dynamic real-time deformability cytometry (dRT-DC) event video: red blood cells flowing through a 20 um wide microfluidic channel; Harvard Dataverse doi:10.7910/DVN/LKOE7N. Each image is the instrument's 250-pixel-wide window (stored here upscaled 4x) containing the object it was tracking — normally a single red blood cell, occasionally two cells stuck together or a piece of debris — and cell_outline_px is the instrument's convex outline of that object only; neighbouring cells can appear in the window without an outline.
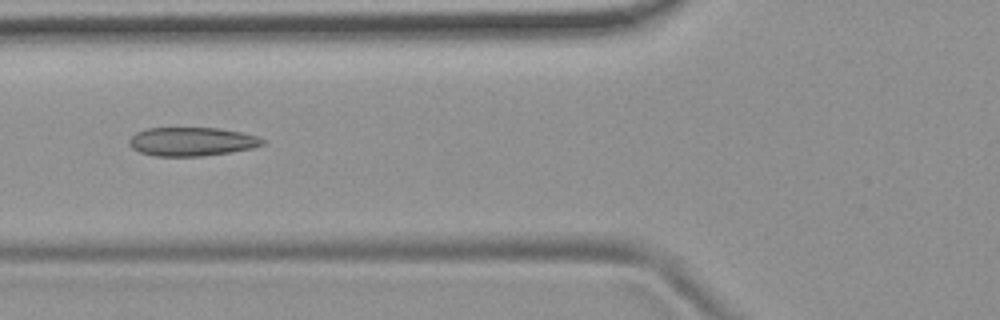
{"species": "common noctule bat (a hibernating species)", "species_latin": "Nyctalus noctula", "temperature_condition": "room temperature", "stored_images_in_passage": 6, "camera_frame_rate_fps": 3000, "um_per_image_px": 0.085, "animal": {"sex": "female", "body_mass_g": 19.9}, "frame": {"image": 1, "passage_image": 6, "time_ms": 6.0, "image_size_px": [1000, 320], "cell_outline_px": [[264, 144], [252, 148], [228, 152], [200, 156], [156, 156], [140, 152], [132, 148], [128, 144], [128, 140], [136, 132], [148, 128], [220, 128], [240, 132], [256, 136], [264, 140]], "centroid_in_image_um": [16.26, 12.03], "position_along_channel_um": 109.5, "area_um2": 22.14}}